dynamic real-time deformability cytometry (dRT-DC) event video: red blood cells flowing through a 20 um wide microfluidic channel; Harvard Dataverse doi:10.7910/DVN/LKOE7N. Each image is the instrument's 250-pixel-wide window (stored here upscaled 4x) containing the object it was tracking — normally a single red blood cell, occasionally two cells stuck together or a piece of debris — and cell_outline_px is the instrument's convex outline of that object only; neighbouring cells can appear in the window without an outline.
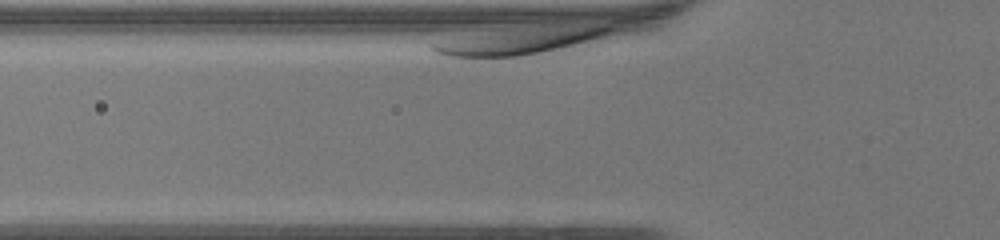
{"species": "human", "species_latin": "Homo sapiens", "temperature_condition": "warm", "stored_images_in_passage": 32, "camera_frame_rate_fps": 3000, "um_per_image_px": 0.085, "donor": {"sex": "female"}, "frame": {"image": 1, "passage_image": 2, "time_ms": 0.333, "image_size_px": [1000, 240], "cell_outline_px": [[612, 28], [600, 44], [588, 52], [564, 56], [444, 56], [436, 52], [428, 44], [468, 36], [592, 28]], "centroid_in_image_um": [44.59, 3.71], "position_along_channel_um": 81.2, "area_um2": 26.82}}
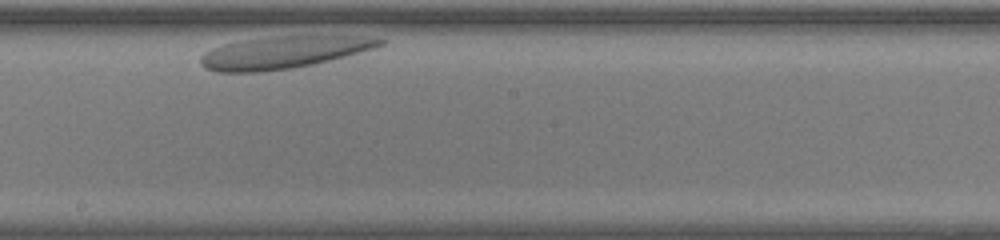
{"frame": {"image": 2, "passage_image": 19, "time_ms": 6.0, "image_size_px": [1000, 240], "cell_outline_px": [[388, 40], [384, 44], [360, 52], [332, 60], [292, 68], [264, 72], [216, 72], [204, 68], [200, 64], [200, 56], [204, 52], [220, 44], [268, 36], [372, 36]], "centroid_in_image_um": [24.07, 4.45], "position_along_channel_um": 224.1, "area_um2": 34.04}}
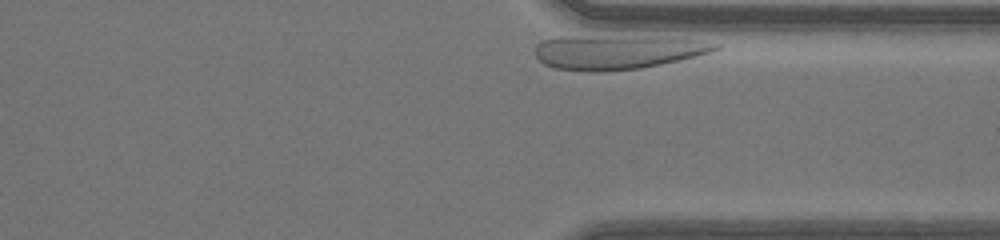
{"frame": {"image": 3, "passage_image": 32, "time_ms": 10.333, "image_size_px": [1000, 240], "cell_outline_px": [[720, 48], [712, 52], [680, 60], [640, 68], [600, 72], [588, 72], [556, 68], [544, 64], [536, 56], [536, 44], [540, 40], [556, 36], [576, 36], [692, 40], [720, 44]], "centroid_in_image_um": [52.35, 4.45], "position_along_channel_um": 359.0, "area_um2": 35.03}}